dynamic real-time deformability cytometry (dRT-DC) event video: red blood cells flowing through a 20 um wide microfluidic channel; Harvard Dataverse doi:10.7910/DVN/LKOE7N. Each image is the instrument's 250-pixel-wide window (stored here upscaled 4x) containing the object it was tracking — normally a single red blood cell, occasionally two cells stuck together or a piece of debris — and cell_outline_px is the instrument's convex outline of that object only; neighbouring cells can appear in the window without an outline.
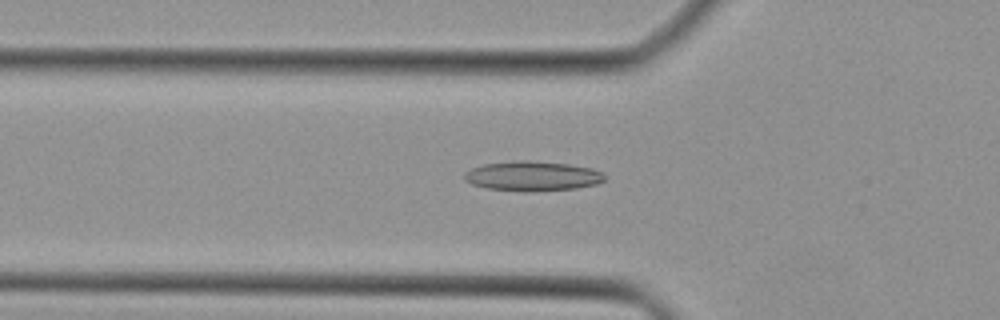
{"species": "Egyptian fruit bat (a non-hibernating species)", "species_latin": "Rousettus aegyptiacus", "temperature_condition": "cold", "stored_images_in_passage": 44, "camera_frame_rate_fps": 3000, "um_per_image_px": 0.085, "animal": {"sex": "female"}, "frame": {"image": 1, "passage_image": 15, "time_ms": 4.667, "image_size_px": [1000, 320], "cell_outline_px": [[604, 180], [596, 184], [576, 188], [532, 192], [524, 192], [488, 188], [472, 184], [464, 180], [464, 172], [472, 168], [484, 164], [516, 160], [528, 160], [568, 164], [592, 168], [604, 172]], "centroid_in_image_um": [45.26, 14.97], "position_along_channel_um": 80.5, "area_um2": 24.45}}
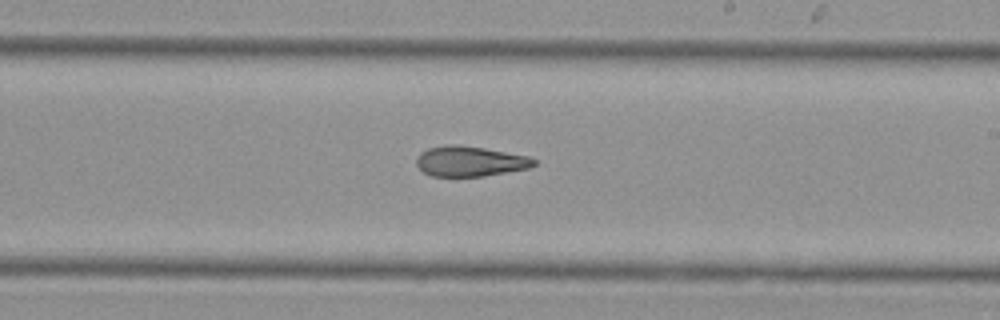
{"frame": {"image": 2, "passage_image": 26, "time_ms": 8.333, "image_size_px": [1000, 320], "cell_outline_px": [[536, 164], [528, 168], [484, 176], [432, 176], [424, 172], [416, 164], [416, 156], [420, 152], [428, 148], [448, 144], [456, 144], [484, 148], [528, 156], [536, 160]], "centroid_in_image_um": [39.92, 13.7], "position_along_channel_um": 249.1, "area_um2": 20.63}}
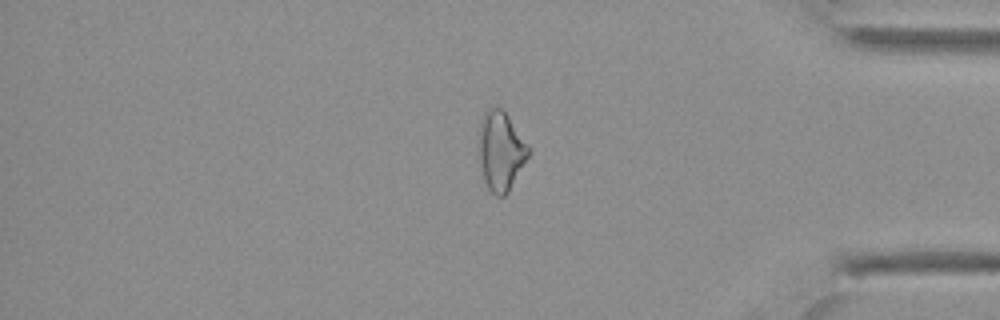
{"frame": {"image": 3, "passage_image": 37, "time_ms": 12.0, "image_size_px": [1000, 320], "cell_outline_px": [[532, 152], [508, 192], [504, 196], [496, 196], [488, 188], [484, 180], [480, 164], [480, 120], [484, 112], [488, 108], [496, 104], [508, 116], [528, 144]], "centroid_in_image_um": [42.59, 12.82], "position_along_channel_um": 392.6, "area_um2": 22.89}}